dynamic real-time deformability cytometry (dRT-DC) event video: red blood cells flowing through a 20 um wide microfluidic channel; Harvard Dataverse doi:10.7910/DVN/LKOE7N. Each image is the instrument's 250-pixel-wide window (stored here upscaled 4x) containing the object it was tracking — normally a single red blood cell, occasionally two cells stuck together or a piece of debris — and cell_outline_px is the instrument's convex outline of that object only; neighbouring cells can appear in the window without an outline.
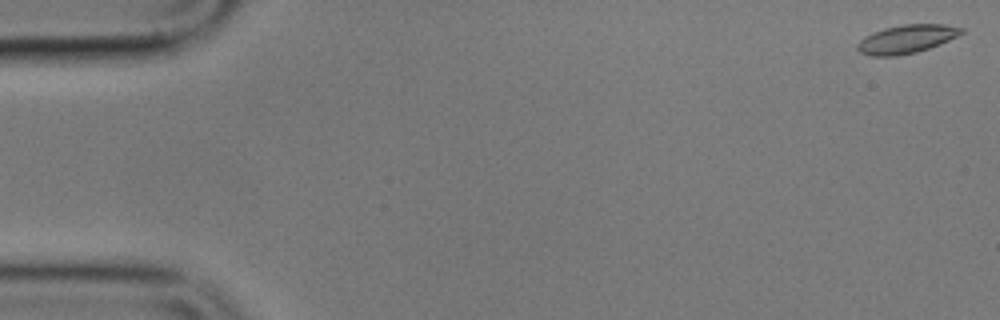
{"species": "common noctule bat (a hibernating species)", "species_latin": "Nyctalus noctula", "temperature_condition": "cold", "stored_images_in_passage": 6, "camera_frame_rate_fps": 3000, "um_per_image_px": 0.085, "animal": {"sex": "male", "body_mass_g": 17.9}, "frame": {"image": 1, "passage_image": 1, "time_ms": 0.0, "image_size_px": [1000, 320], "cell_outline_px": [[964, 32], [940, 44], [916, 52], [896, 56], [872, 56], [860, 52], [856, 48], [856, 44], [864, 36], [872, 32], [884, 28], [904, 24], [944, 24], [964, 28]], "centroid_in_image_um": [77.02, 3.31], "position_along_channel_um": 8.0, "area_um2": 17.22}}
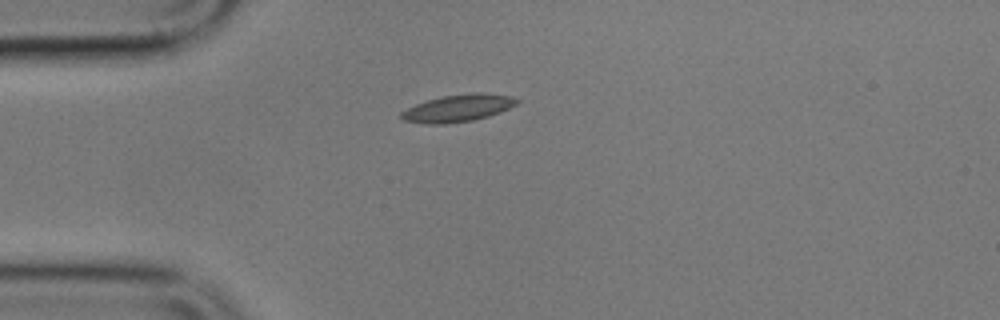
{"frame": {"image": 2, "passage_image": 5, "time_ms": 4.667, "image_size_px": [1000, 320], "cell_outline_px": [[520, 100], [516, 104], [500, 112], [488, 116], [472, 120], [448, 124], [428, 124], [404, 120], [400, 116], [400, 112], [416, 104], [428, 100], [444, 96], [472, 92], [484, 92], [512, 96]], "centroid_in_image_um": [38.95, 9.18], "position_along_channel_um": 46.0, "area_um2": 18.26}}